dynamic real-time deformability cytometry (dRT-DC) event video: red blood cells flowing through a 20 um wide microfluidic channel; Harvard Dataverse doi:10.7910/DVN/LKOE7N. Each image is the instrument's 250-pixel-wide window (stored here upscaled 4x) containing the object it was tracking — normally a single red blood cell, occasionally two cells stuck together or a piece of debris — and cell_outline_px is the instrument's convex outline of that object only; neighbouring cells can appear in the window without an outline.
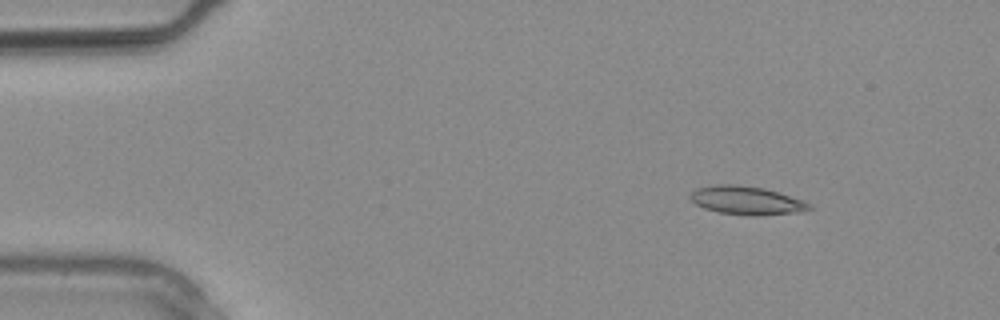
{"species": "common noctule bat (a hibernating species)", "species_latin": "Nyctalus noctula", "temperature_condition": "warm", "stored_images_in_passage": 2, "camera_frame_rate_fps": 3000, "um_per_image_px": 0.085, "animal": {"sex": "male", "body_mass_g": 20.4}, "frame": {"image": 1, "passage_image": 1, "time_ms": 0.0, "image_size_px": [1000, 320], "cell_outline_px": [[812, 208], [804, 212], [752, 216], [720, 212], [704, 208], [696, 204], [688, 196], [696, 188], [716, 184], [732, 184], [764, 188], [804, 200], [812, 204]], "centroid_in_image_um": [63.49, 17.04], "position_along_channel_um": 21.5, "area_um2": 19.77}}